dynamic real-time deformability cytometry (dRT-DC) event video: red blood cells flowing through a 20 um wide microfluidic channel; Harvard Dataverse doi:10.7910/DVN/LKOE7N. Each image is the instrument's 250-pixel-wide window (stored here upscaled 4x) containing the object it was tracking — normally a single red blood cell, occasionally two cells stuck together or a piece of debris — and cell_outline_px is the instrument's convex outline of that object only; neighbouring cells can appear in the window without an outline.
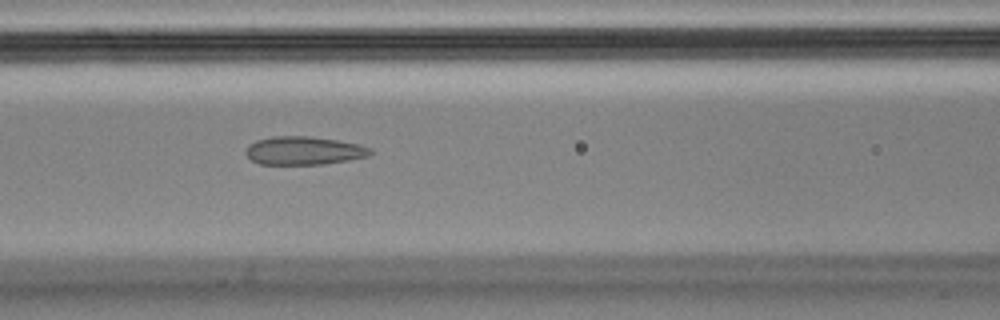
{"species": "Egyptian fruit bat (a non-hibernating species)", "species_latin": "Rousettus aegyptiacus", "temperature_condition": "cold", "stored_images_in_passage": 6, "camera_frame_rate_fps": 3000, "um_per_image_px": 0.085, "animal": {"sex": "male"}, "frame": {"image": 1, "passage_image": 6, "time_ms": 1.667, "image_size_px": [1000, 320], "cell_outline_px": [[376, 152], [368, 156], [348, 160], [320, 164], [260, 164], [252, 160], [244, 152], [256, 140], [272, 136], [308, 136], [336, 140], [360, 144], [372, 148]], "centroid_in_image_um": [25.88, 12.8], "position_along_channel_um": 140.7, "area_um2": 20.46}}